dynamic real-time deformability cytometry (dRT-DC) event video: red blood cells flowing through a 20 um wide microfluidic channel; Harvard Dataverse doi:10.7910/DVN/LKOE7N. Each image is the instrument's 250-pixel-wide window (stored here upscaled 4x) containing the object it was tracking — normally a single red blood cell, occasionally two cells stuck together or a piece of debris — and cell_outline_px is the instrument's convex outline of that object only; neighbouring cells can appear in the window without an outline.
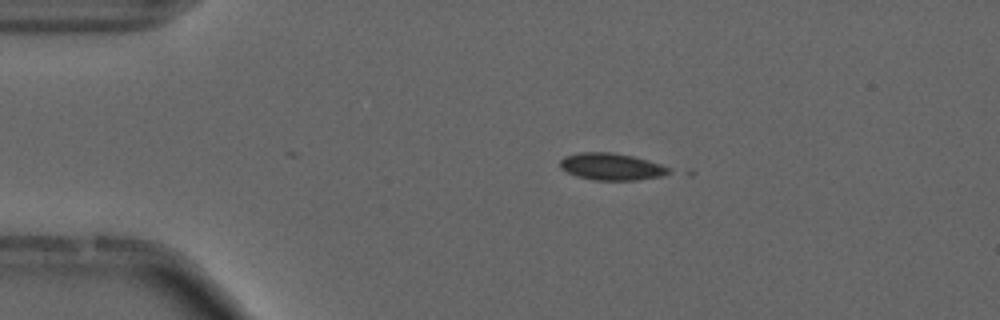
{"species": "common noctule bat (a hibernating species)", "species_latin": "Nyctalus noctula", "temperature_condition": "cold", "stored_images_in_passage": 4, "camera_frame_rate_fps": 3000, "um_per_image_px": 0.085, "animal": {"sex": "male", "forearm_length_mm": 52.5}, "frame": {"image": 1, "passage_image": 1, "time_ms": 0.0, "image_size_px": [1000, 320], "cell_outline_px": [[672, 172], [660, 176], [636, 180], [596, 180], [576, 176], [560, 168], [560, 160], [564, 156], [580, 152], [612, 152], [632, 156], [660, 164], [668, 168]], "centroid_in_image_um": [51.93, 14.16], "position_along_channel_um": 33.1, "area_um2": 16.94}}